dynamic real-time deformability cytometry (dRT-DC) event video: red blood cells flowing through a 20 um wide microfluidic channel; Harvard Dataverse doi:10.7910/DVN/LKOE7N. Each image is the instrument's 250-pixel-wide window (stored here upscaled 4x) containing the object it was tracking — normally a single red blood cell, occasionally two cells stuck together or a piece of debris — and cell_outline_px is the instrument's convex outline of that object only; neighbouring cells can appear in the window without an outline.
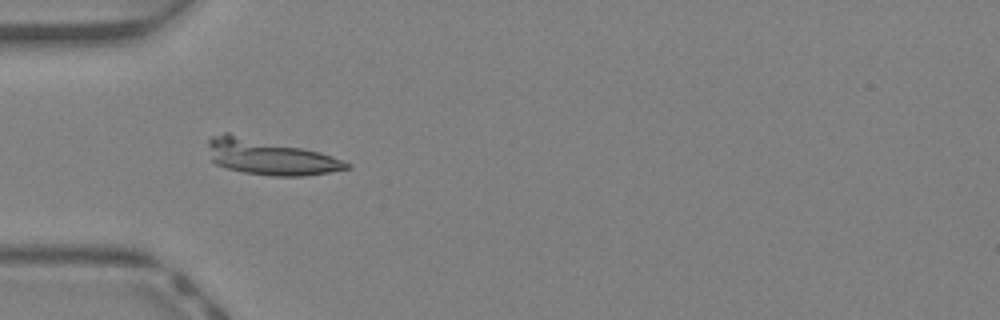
{"species": "Egyptian fruit bat (a non-hibernating species)", "species_latin": "Rousettus aegyptiacus", "temperature_condition": "warm", "stored_images_in_passage": 16, "camera_frame_rate_fps": 3000, "um_per_image_px": 0.085, "animal": {"sex": "female"}, "frame": {"image": 1, "passage_image": 1, "time_ms": 0.0, "image_size_px": [1000, 320], "cell_outline_px": [[352, 168], [304, 176], [272, 176], [244, 172], [228, 168], [216, 164], [212, 160], [208, 144], [208, 140], [212, 136], [224, 132], [228, 132], [320, 152], [344, 160], [352, 164]], "centroid_in_image_um": [22.95, 13.35], "position_along_channel_um": 62.1, "area_um2": 28.44}}
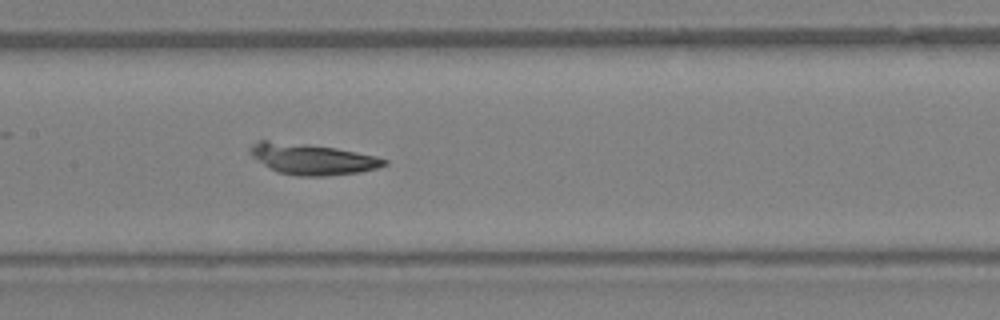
{"frame": {"image": 2, "passage_image": 9, "time_ms": 2.667, "image_size_px": [1000, 320], "cell_outline_px": [[388, 164], [376, 168], [360, 172], [324, 176], [296, 176], [276, 172], [256, 160], [248, 152], [248, 148], [252, 144], [260, 140], [268, 140], [308, 144], [336, 148], [376, 156], [388, 160]], "centroid_in_image_um": [26.49, 13.52], "position_along_channel_um": 180.9, "area_um2": 24.33}}
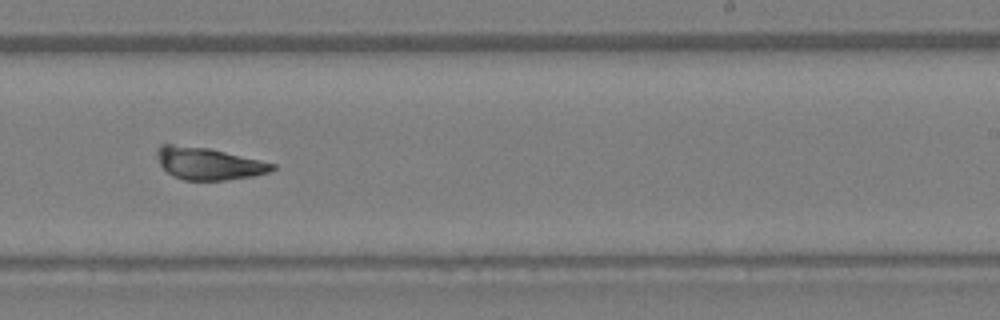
{"frame": {"image": 3, "passage_image": 15, "time_ms": 4.667, "image_size_px": [1000, 320], "cell_outline_px": [[276, 168], [268, 172], [252, 176], [224, 180], [184, 180], [172, 176], [160, 164], [156, 156], [156, 148], [160, 144], [172, 144], [208, 148], [276, 164]], "centroid_in_image_um": [17.67, 13.9], "position_along_channel_um": 271.3, "area_um2": 21.44}}